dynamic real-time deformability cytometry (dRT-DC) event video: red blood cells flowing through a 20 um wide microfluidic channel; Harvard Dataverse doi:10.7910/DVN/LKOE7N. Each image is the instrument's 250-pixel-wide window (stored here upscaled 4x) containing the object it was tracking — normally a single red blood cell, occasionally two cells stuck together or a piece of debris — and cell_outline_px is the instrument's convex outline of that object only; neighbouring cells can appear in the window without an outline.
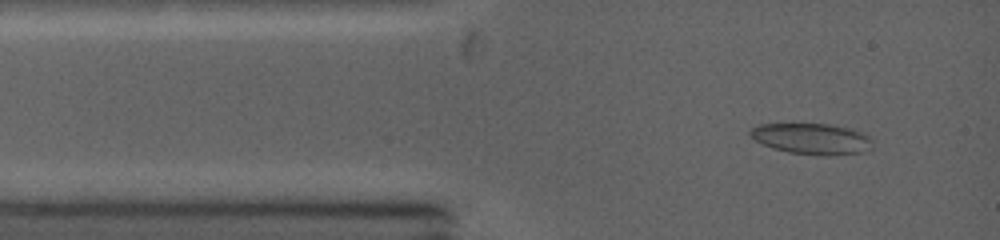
{"species": "common noctule bat (a hibernating species)", "species_latin": "Nyctalus noctula", "temperature_condition": "warm", "stored_images_in_passage": 16, "camera_frame_rate_fps": 5000, "um_per_image_px": 0.085, "animal": {"sex": "female", "body_mass_g": 19.0, "forearm_length_mm": 53.3}, "frame": {"image": 1, "passage_image": 3, "time_ms": 0.8, "image_size_px": [1000, 240], "cell_outline_px": [[872, 148], [860, 152], [828, 156], [824, 156], [788, 152], [772, 148], [760, 144], [748, 132], [756, 124], [828, 124], [856, 128], [868, 136], [872, 140]], "centroid_in_image_um": [69.02, 11.79], "position_along_channel_um": 16.0, "area_um2": 22.31}}
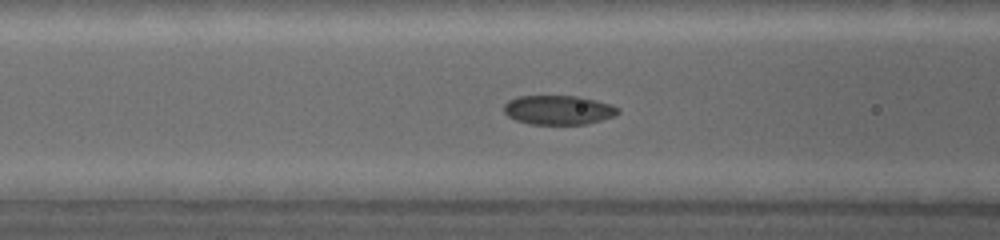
{"frame": {"image": 2, "passage_image": 10, "time_ms": 4.0, "image_size_px": [1000, 240], "cell_outline_px": [[620, 112], [616, 116], [588, 124], [528, 124], [516, 120], [508, 116], [504, 112], [504, 104], [508, 100], [520, 96], [576, 96], [608, 104], [620, 108]], "centroid_in_image_um": [47.46, 9.36], "position_along_channel_um": 119.1, "area_um2": 19.42}}
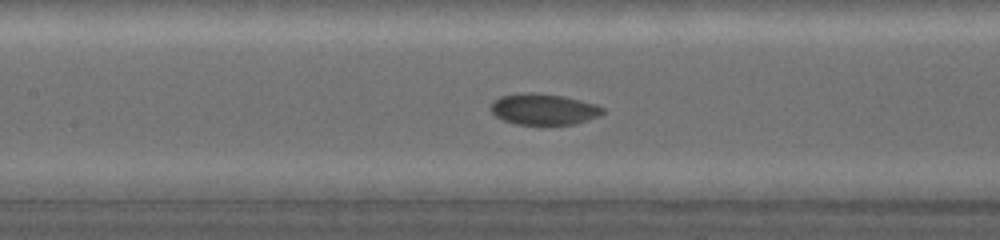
{"frame": {"image": 3, "passage_image": 12, "time_ms": 5.0, "image_size_px": [1000, 240], "cell_outline_px": [[604, 112], [600, 116], [576, 124], [516, 124], [504, 120], [496, 116], [492, 112], [492, 104], [500, 96], [560, 96], [596, 104], [604, 108]], "centroid_in_image_um": [46.3, 9.35], "position_along_channel_um": 161.1, "area_um2": 19.02}}